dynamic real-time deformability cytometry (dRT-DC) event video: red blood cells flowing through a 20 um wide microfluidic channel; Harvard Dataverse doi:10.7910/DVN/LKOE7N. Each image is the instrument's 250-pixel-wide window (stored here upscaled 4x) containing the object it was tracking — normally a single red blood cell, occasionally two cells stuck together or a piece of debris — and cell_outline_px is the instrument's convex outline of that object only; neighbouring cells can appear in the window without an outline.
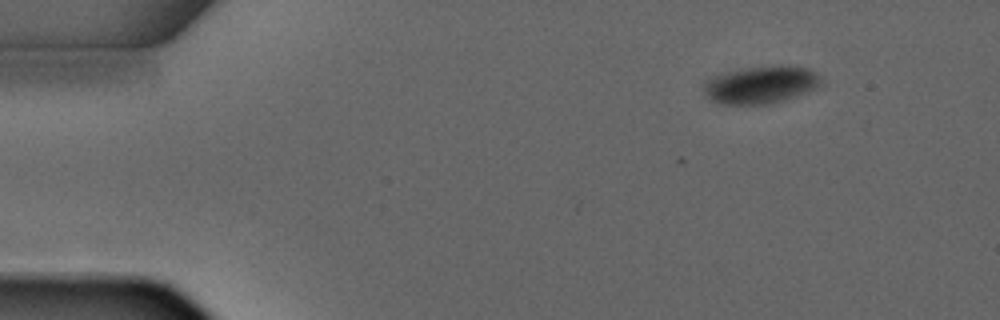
{"species": "common noctule bat (a hibernating species)", "species_latin": "Nyctalus noctula", "temperature_condition": "warm", "stored_images_in_passage": 3, "camera_frame_rate_fps": 3000, "um_per_image_px": 0.085, "animal": {"sex": "male", "forearm_length_mm": 52.5}, "frame": {"image": 1, "passage_image": 1, "time_ms": 0.0, "image_size_px": [1000, 320], "cell_outline_px": [[820, 84], [812, 88], [792, 96], [780, 100], [764, 104], [720, 104], [712, 100], [704, 92], [704, 84], [712, 76], [728, 72], [748, 68], [780, 64], [788, 64], [808, 68], [816, 72], [820, 80]], "centroid_in_image_um": [64.64, 7.17], "position_along_channel_um": 20.4, "area_um2": 25.03}}